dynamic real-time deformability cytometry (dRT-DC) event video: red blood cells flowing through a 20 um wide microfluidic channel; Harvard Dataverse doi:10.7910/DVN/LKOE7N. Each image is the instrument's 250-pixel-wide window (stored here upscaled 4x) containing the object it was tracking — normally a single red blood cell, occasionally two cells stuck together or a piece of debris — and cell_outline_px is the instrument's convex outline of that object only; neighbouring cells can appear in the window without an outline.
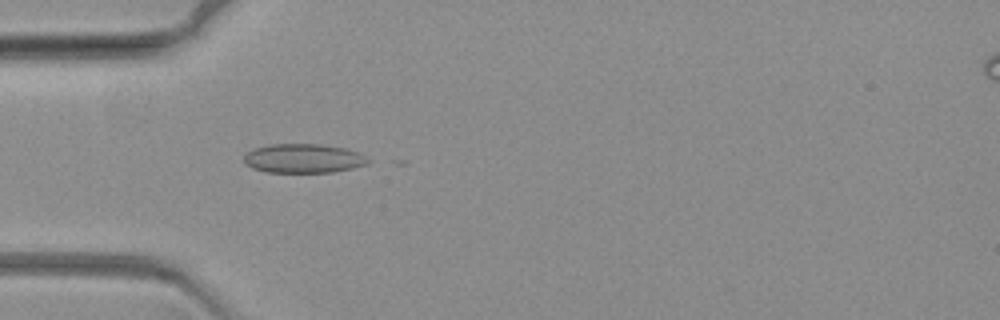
{"species": "common noctule bat (a hibernating species)", "species_latin": "Nyctalus noctula", "temperature_condition": "warm", "stored_images_in_passage": 19, "camera_frame_rate_fps": 3000, "um_per_image_px": 0.085, "animal": {"sex": "female", "body_mass_g": 19.3, "forearm_length_mm": 54.1}, "frame": {"image": 1, "passage_image": 18, "time_ms": 5.667, "image_size_px": [1000, 320], "cell_outline_px": [[372, 160], [368, 164], [352, 168], [332, 172], [268, 172], [252, 168], [244, 164], [244, 156], [248, 152], [256, 148], [268, 144], [320, 144], [344, 148], [360, 152]], "centroid_in_image_um": [25.82, 13.46], "position_along_channel_um": 59.2, "area_um2": 21.15}}